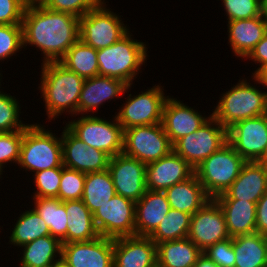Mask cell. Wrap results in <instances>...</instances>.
Masks as SVG:
<instances>
[{"label":"cell","mask_w":267,"mask_h":267,"mask_svg":"<svg viewBox=\"0 0 267 267\" xmlns=\"http://www.w3.org/2000/svg\"><path fill=\"white\" fill-rule=\"evenodd\" d=\"M21 25L23 48L31 45L39 49L42 63L59 62L79 40V18L45 6L26 8Z\"/></svg>","instance_id":"obj_1"},{"label":"cell","mask_w":267,"mask_h":267,"mask_svg":"<svg viewBox=\"0 0 267 267\" xmlns=\"http://www.w3.org/2000/svg\"><path fill=\"white\" fill-rule=\"evenodd\" d=\"M41 83L39 88L44 99L46 115L52 120L69 113L78 115V100L84 78L68 70L60 62L41 63Z\"/></svg>","instance_id":"obj_2"},{"label":"cell","mask_w":267,"mask_h":267,"mask_svg":"<svg viewBox=\"0 0 267 267\" xmlns=\"http://www.w3.org/2000/svg\"><path fill=\"white\" fill-rule=\"evenodd\" d=\"M131 36L129 31L109 47L97 50L99 75L117 78L133 85V80L147 61L148 47Z\"/></svg>","instance_id":"obj_3"},{"label":"cell","mask_w":267,"mask_h":267,"mask_svg":"<svg viewBox=\"0 0 267 267\" xmlns=\"http://www.w3.org/2000/svg\"><path fill=\"white\" fill-rule=\"evenodd\" d=\"M211 115L227 130L235 123L267 114V94L246 79L224 92Z\"/></svg>","instance_id":"obj_4"},{"label":"cell","mask_w":267,"mask_h":267,"mask_svg":"<svg viewBox=\"0 0 267 267\" xmlns=\"http://www.w3.org/2000/svg\"><path fill=\"white\" fill-rule=\"evenodd\" d=\"M51 131L37 123L29 124L23 130L19 167L34 174L63 165L61 136Z\"/></svg>","instance_id":"obj_5"},{"label":"cell","mask_w":267,"mask_h":267,"mask_svg":"<svg viewBox=\"0 0 267 267\" xmlns=\"http://www.w3.org/2000/svg\"><path fill=\"white\" fill-rule=\"evenodd\" d=\"M246 161L227 142L195 169L194 174L210 198L224 193L239 176Z\"/></svg>","instance_id":"obj_6"},{"label":"cell","mask_w":267,"mask_h":267,"mask_svg":"<svg viewBox=\"0 0 267 267\" xmlns=\"http://www.w3.org/2000/svg\"><path fill=\"white\" fill-rule=\"evenodd\" d=\"M67 123L65 126L88 147L101 150L110 158L122 153L124 129L116 116L108 121L91 114L82 115Z\"/></svg>","instance_id":"obj_7"},{"label":"cell","mask_w":267,"mask_h":267,"mask_svg":"<svg viewBox=\"0 0 267 267\" xmlns=\"http://www.w3.org/2000/svg\"><path fill=\"white\" fill-rule=\"evenodd\" d=\"M106 6L104 0L79 18V40L96 50L109 47L129 32L121 16Z\"/></svg>","instance_id":"obj_8"},{"label":"cell","mask_w":267,"mask_h":267,"mask_svg":"<svg viewBox=\"0 0 267 267\" xmlns=\"http://www.w3.org/2000/svg\"><path fill=\"white\" fill-rule=\"evenodd\" d=\"M172 150L173 145L161 123L124 130L122 153L146 165L167 156Z\"/></svg>","instance_id":"obj_9"},{"label":"cell","mask_w":267,"mask_h":267,"mask_svg":"<svg viewBox=\"0 0 267 267\" xmlns=\"http://www.w3.org/2000/svg\"><path fill=\"white\" fill-rule=\"evenodd\" d=\"M227 142L228 130L211 116L196 132L177 140L173 144V151L195 169Z\"/></svg>","instance_id":"obj_10"},{"label":"cell","mask_w":267,"mask_h":267,"mask_svg":"<svg viewBox=\"0 0 267 267\" xmlns=\"http://www.w3.org/2000/svg\"><path fill=\"white\" fill-rule=\"evenodd\" d=\"M163 90L162 86L155 85L138 95L130 93L122 107L117 109V115L115 113L123 129L161 123L163 106L168 97L164 96Z\"/></svg>","instance_id":"obj_11"},{"label":"cell","mask_w":267,"mask_h":267,"mask_svg":"<svg viewBox=\"0 0 267 267\" xmlns=\"http://www.w3.org/2000/svg\"><path fill=\"white\" fill-rule=\"evenodd\" d=\"M135 202L115 194L93 213V221L100 236L120 238L135 236Z\"/></svg>","instance_id":"obj_12"},{"label":"cell","mask_w":267,"mask_h":267,"mask_svg":"<svg viewBox=\"0 0 267 267\" xmlns=\"http://www.w3.org/2000/svg\"><path fill=\"white\" fill-rule=\"evenodd\" d=\"M228 142L245 161H261L267 155V114L235 123Z\"/></svg>","instance_id":"obj_13"},{"label":"cell","mask_w":267,"mask_h":267,"mask_svg":"<svg viewBox=\"0 0 267 267\" xmlns=\"http://www.w3.org/2000/svg\"><path fill=\"white\" fill-rule=\"evenodd\" d=\"M230 237L224 212L214 198L208 200L191 216L187 238L202 251Z\"/></svg>","instance_id":"obj_14"},{"label":"cell","mask_w":267,"mask_h":267,"mask_svg":"<svg viewBox=\"0 0 267 267\" xmlns=\"http://www.w3.org/2000/svg\"><path fill=\"white\" fill-rule=\"evenodd\" d=\"M146 166L136 158L123 153L111 157L108 170L112 176L116 194L136 203L147 191Z\"/></svg>","instance_id":"obj_15"},{"label":"cell","mask_w":267,"mask_h":267,"mask_svg":"<svg viewBox=\"0 0 267 267\" xmlns=\"http://www.w3.org/2000/svg\"><path fill=\"white\" fill-rule=\"evenodd\" d=\"M63 165L83 173L108 169L110 157L103 151L88 147L66 126L61 133Z\"/></svg>","instance_id":"obj_16"},{"label":"cell","mask_w":267,"mask_h":267,"mask_svg":"<svg viewBox=\"0 0 267 267\" xmlns=\"http://www.w3.org/2000/svg\"><path fill=\"white\" fill-rule=\"evenodd\" d=\"M61 259L70 267H113V239L99 236L62 244Z\"/></svg>","instance_id":"obj_17"},{"label":"cell","mask_w":267,"mask_h":267,"mask_svg":"<svg viewBox=\"0 0 267 267\" xmlns=\"http://www.w3.org/2000/svg\"><path fill=\"white\" fill-rule=\"evenodd\" d=\"M211 116H202L181 100L168 96L163 106L161 124L173 145L180 138L196 132Z\"/></svg>","instance_id":"obj_18"},{"label":"cell","mask_w":267,"mask_h":267,"mask_svg":"<svg viewBox=\"0 0 267 267\" xmlns=\"http://www.w3.org/2000/svg\"><path fill=\"white\" fill-rule=\"evenodd\" d=\"M193 174V167L172 150L167 156L147 164L146 188L151 191H165Z\"/></svg>","instance_id":"obj_19"},{"label":"cell","mask_w":267,"mask_h":267,"mask_svg":"<svg viewBox=\"0 0 267 267\" xmlns=\"http://www.w3.org/2000/svg\"><path fill=\"white\" fill-rule=\"evenodd\" d=\"M131 86L120 79L108 76L97 75L85 79L78 100V116L96 113L99 106L123 96L125 92H129Z\"/></svg>","instance_id":"obj_20"},{"label":"cell","mask_w":267,"mask_h":267,"mask_svg":"<svg viewBox=\"0 0 267 267\" xmlns=\"http://www.w3.org/2000/svg\"><path fill=\"white\" fill-rule=\"evenodd\" d=\"M156 263L157 247L149 237L113 239V267H152Z\"/></svg>","instance_id":"obj_21"},{"label":"cell","mask_w":267,"mask_h":267,"mask_svg":"<svg viewBox=\"0 0 267 267\" xmlns=\"http://www.w3.org/2000/svg\"><path fill=\"white\" fill-rule=\"evenodd\" d=\"M267 191V174L260 161H246L231 186L214 199L257 201Z\"/></svg>","instance_id":"obj_22"},{"label":"cell","mask_w":267,"mask_h":267,"mask_svg":"<svg viewBox=\"0 0 267 267\" xmlns=\"http://www.w3.org/2000/svg\"><path fill=\"white\" fill-rule=\"evenodd\" d=\"M170 209L164 191L147 189L135 204V235L149 237Z\"/></svg>","instance_id":"obj_23"},{"label":"cell","mask_w":267,"mask_h":267,"mask_svg":"<svg viewBox=\"0 0 267 267\" xmlns=\"http://www.w3.org/2000/svg\"><path fill=\"white\" fill-rule=\"evenodd\" d=\"M228 40L233 53L245 58L267 33V20L261 15L251 19L227 21Z\"/></svg>","instance_id":"obj_24"},{"label":"cell","mask_w":267,"mask_h":267,"mask_svg":"<svg viewBox=\"0 0 267 267\" xmlns=\"http://www.w3.org/2000/svg\"><path fill=\"white\" fill-rule=\"evenodd\" d=\"M224 212L231 237L256 232V203L240 199H215Z\"/></svg>","instance_id":"obj_25"},{"label":"cell","mask_w":267,"mask_h":267,"mask_svg":"<svg viewBox=\"0 0 267 267\" xmlns=\"http://www.w3.org/2000/svg\"><path fill=\"white\" fill-rule=\"evenodd\" d=\"M170 207L193 215L211 198L195 174L165 191Z\"/></svg>","instance_id":"obj_26"},{"label":"cell","mask_w":267,"mask_h":267,"mask_svg":"<svg viewBox=\"0 0 267 267\" xmlns=\"http://www.w3.org/2000/svg\"><path fill=\"white\" fill-rule=\"evenodd\" d=\"M65 210L66 243L91 241L100 236L93 221V213L82 199L65 201Z\"/></svg>","instance_id":"obj_27"},{"label":"cell","mask_w":267,"mask_h":267,"mask_svg":"<svg viewBox=\"0 0 267 267\" xmlns=\"http://www.w3.org/2000/svg\"><path fill=\"white\" fill-rule=\"evenodd\" d=\"M157 263L161 267H194L203 251L189 238L156 244Z\"/></svg>","instance_id":"obj_28"},{"label":"cell","mask_w":267,"mask_h":267,"mask_svg":"<svg viewBox=\"0 0 267 267\" xmlns=\"http://www.w3.org/2000/svg\"><path fill=\"white\" fill-rule=\"evenodd\" d=\"M235 267H267V236L257 232L233 237Z\"/></svg>","instance_id":"obj_29"},{"label":"cell","mask_w":267,"mask_h":267,"mask_svg":"<svg viewBox=\"0 0 267 267\" xmlns=\"http://www.w3.org/2000/svg\"><path fill=\"white\" fill-rule=\"evenodd\" d=\"M21 248L19 267H52L61 259L62 243L52 235L37 238Z\"/></svg>","instance_id":"obj_30"},{"label":"cell","mask_w":267,"mask_h":267,"mask_svg":"<svg viewBox=\"0 0 267 267\" xmlns=\"http://www.w3.org/2000/svg\"><path fill=\"white\" fill-rule=\"evenodd\" d=\"M115 187L109 170L85 173L82 201L94 213L114 195Z\"/></svg>","instance_id":"obj_31"},{"label":"cell","mask_w":267,"mask_h":267,"mask_svg":"<svg viewBox=\"0 0 267 267\" xmlns=\"http://www.w3.org/2000/svg\"><path fill=\"white\" fill-rule=\"evenodd\" d=\"M34 207L38 215L49 226L50 234L62 244L66 243L67 214L65 201L59 198L33 197Z\"/></svg>","instance_id":"obj_32"},{"label":"cell","mask_w":267,"mask_h":267,"mask_svg":"<svg viewBox=\"0 0 267 267\" xmlns=\"http://www.w3.org/2000/svg\"><path fill=\"white\" fill-rule=\"evenodd\" d=\"M59 62L84 79L99 75L97 50L81 40L73 44Z\"/></svg>","instance_id":"obj_33"},{"label":"cell","mask_w":267,"mask_h":267,"mask_svg":"<svg viewBox=\"0 0 267 267\" xmlns=\"http://www.w3.org/2000/svg\"><path fill=\"white\" fill-rule=\"evenodd\" d=\"M19 216L9 236L10 245L21 247L42 236L51 235L49 226L33 208L25 210Z\"/></svg>","instance_id":"obj_34"},{"label":"cell","mask_w":267,"mask_h":267,"mask_svg":"<svg viewBox=\"0 0 267 267\" xmlns=\"http://www.w3.org/2000/svg\"><path fill=\"white\" fill-rule=\"evenodd\" d=\"M191 216L171 208L149 238L155 244L187 238Z\"/></svg>","instance_id":"obj_35"},{"label":"cell","mask_w":267,"mask_h":267,"mask_svg":"<svg viewBox=\"0 0 267 267\" xmlns=\"http://www.w3.org/2000/svg\"><path fill=\"white\" fill-rule=\"evenodd\" d=\"M20 108L16 97L0 90V131L2 133L23 131L29 125L19 119Z\"/></svg>","instance_id":"obj_36"},{"label":"cell","mask_w":267,"mask_h":267,"mask_svg":"<svg viewBox=\"0 0 267 267\" xmlns=\"http://www.w3.org/2000/svg\"><path fill=\"white\" fill-rule=\"evenodd\" d=\"M85 173L70 169L62 165V175L58 198L64 202L82 199Z\"/></svg>","instance_id":"obj_37"},{"label":"cell","mask_w":267,"mask_h":267,"mask_svg":"<svg viewBox=\"0 0 267 267\" xmlns=\"http://www.w3.org/2000/svg\"><path fill=\"white\" fill-rule=\"evenodd\" d=\"M62 166L45 169L33 174L36 192L33 197L58 198Z\"/></svg>","instance_id":"obj_38"},{"label":"cell","mask_w":267,"mask_h":267,"mask_svg":"<svg viewBox=\"0 0 267 267\" xmlns=\"http://www.w3.org/2000/svg\"><path fill=\"white\" fill-rule=\"evenodd\" d=\"M23 48L21 24H0V60L10 59Z\"/></svg>","instance_id":"obj_39"},{"label":"cell","mask_w":267,"mask_h":267,"mask_svg":"<svg viewBox=\"0 0 267 267\" xmlns=\"http://www.w3.org/2000/svg\"><path fill=\"white\" fill-rule=\"evenodd\" d=\"M228 21L251 19L262 15L261 0H222Z\"/></svg>","instance_id":"obj_40"},{"label":"cell","mask_w":267,"mask_h":267,"mask_svg":"<svg viewBox=\"0 0 267 267\" xmlns=\"http://www.w3.org/2000/svg\"><path fill=\"white\" fill-rule=\"evenodd\" d=\"M23 131L3 132L0 135V170L6 163H17L20 159V147Z\"/></svg>","instance_id":"obj_41"},{"label":"cell","mask_w":267,"mask_h":267,"mask_svg":"<svg viewBox=\"0 0 267 267\" xmlns=\"http://www.w3.org/2000/svg\"><path fill=\"white\" fill-rule=\"evenodd\" d=\"M103 1L104 0H49L45 7L57 12H67L80 18L88 11L98 7Z\"/></svg>","instance_id":"obj_42"},{"label":"cell","mask_w":267,"mask_h":267,"mask_svg":"<svg viewBox=\"0 0 267 267\" xmlns=\"http://www.w3.org/2000/svg\"><path fill=\"white\" fill-rule=\"evenodd\" d=\"M233 237L219 241L203 251L219 267H235V253L232 246Z\"/></svg>","instance_id":"obj_43"},{"label":"cell","mask_w":267,"mask_h":267,"mask_svg":"<svg viewBox=\"0 0 267 267\" xmlns=\"http://www.w3.org/2000/svg\"><path fill=\"white\" fill-rule=\"evenodd\" d=\"M24 10L20 0H0V24H21Z\"/></svg>","instance_id":"obj_44"},{"label":"cell","mask_w":267,"mask_h":267,"mask_svg":"<svg viewBox=\"0 0 267 267\" xmlns=\"http://www.w3.org/2000/svg\"><path fill=\"white\" fill-rule=\"evenodd\" d=\"M249 59L255 64L259 63V67L255 70L252 75H254L258 70L267 66V33L264 37L257 43V45L252 49L246 59Z\"/></svg>","instance_id":"obj_45"},{"label":"cell","mask_w":267,"mask_h":267,"mask_svg":"<svg viewBox=\"0 0 267 267\" xmlns=\"http://www.w3.org/2000/svg\"><path fill=\"white\" fill-rule=\"evenodd\" d=\"M256 232L267 236V191L256 203Z\"/></svg>","instance_id":"obj_46"},{"label":"cell","mask_w":267,"mask_h":267,"mask_svg":"<svg viewBox=\"0 0 267 267\" xmlns=\"http://www.w3.org/2000/svg\"><path fill=\"white\" fill-rule=\"evenodd\" d=\"M251 78H253L254 82L256 81L257 84H262L264 86L263 89H265V87L267 88V66L258 70ZM265 92L267 94V91Z\"/></svg>","instance_id":"obj_47"},{"label":"cell","mask_w":267,"mask_h":267,"mask_svg":"<svg viewBox=\"0 0 267 267\" xmlns=\"http://www.w3.org/2000/svg\"><path fill=\"white\" fill-rule=\"evenodd\" d=\"M194 267H219L212 260H210L205 254H202Z\"/></svg>","instance_id":"obj_48"},{"label":"cell","mask_w":267,"mask_h":267,"mask_svg":"<svg viewBox=\"0 0 267 267\" xmlns=\"http://www.w3.org/2000/svg\"><path fill=\"white\" fill-rule=\"evenodd\" d=\"M23 7L31 8V7H40L45 6L49 0H20Z\"/></svg>","instance_id":"obj_49"},{"label":"cell","mask_w":267,"mask_h":267,"mask_svg":"<svg viewBox=\"0 0 267 267\" xmlns=\"http://www.w3.org/2000/svg\"><path fill=\"white\" fill-rule=\"evenodd\" d=\"M262 16L267 20V0H261Z\"/></svg>","instance_id":"obj_50"},{"label":"cell","mask_w":267,"mask_h":267,"mask_svg":"<svg viewBox=\"0 0 267 267\" xmlns=\"http://www.w3.org/2000/svg\"><path fill=\"white\" fill-rule=\"evenodd\" d=\"M52 267H70L64 260L60 259Z\"/></svg>","instance_id":"obj_51"},{"label":"cell","mask_w":267,"mask_h":267,"mask_svg":"<svg viewBox=\"0 0 267 267\" xmlns=\"http://www.w3.org/2000/svg\"><path fill=\"white\" fill-rule=\"evenodd\" d=\"M260 162L263 164L267 174V155Z\"/></svg>","instance_id":"obj_52"},{"label":"cell","mask_w":267,"mask_h":267,"mask_svg":"<svg viewBox=\"0 0 267 267\" xmlns=\"http://www.w3.org/2000/svg\"><path fill=\"white\" fill-rule=\"evenodd\" d=\"M152 267H161L158 263H156L155 265H153Z\"/></svg>","instance_id":"obj_53"},{"label":"cell","mask_w":267,"mask_h":267,"mask_svg":"<svg viewBox=\"0 0 267 267\" xmlns=\"http://www.w3.org/2000/svg\"><path fill=\"white\" fill-rule=\"evenodd\" d=\"M2 172H3V171L0 170V178H2V176H1V175L3 174Z\"/></svg>","instance_id":"obj_54"}]
</instances>
